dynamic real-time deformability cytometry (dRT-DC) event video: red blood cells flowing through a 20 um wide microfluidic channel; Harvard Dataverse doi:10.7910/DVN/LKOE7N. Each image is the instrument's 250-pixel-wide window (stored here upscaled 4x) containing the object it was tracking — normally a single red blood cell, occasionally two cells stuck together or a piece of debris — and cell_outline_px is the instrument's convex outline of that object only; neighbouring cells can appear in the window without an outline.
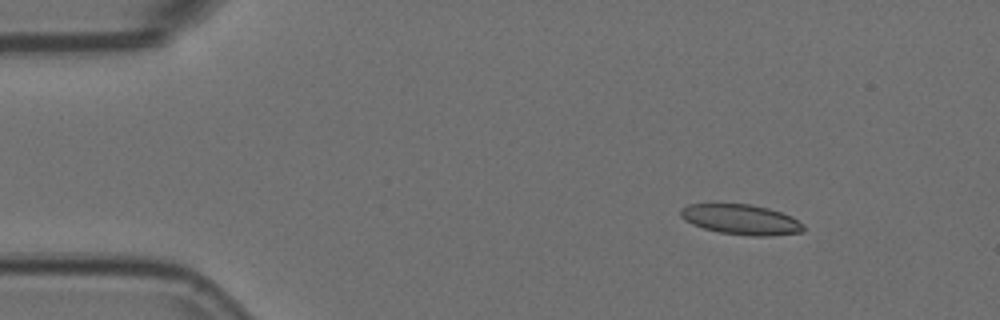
{"species": "Egyptian fruit bat (a non-hibernating species)", "species_latin": "Rousettus aegyptiacus", "temperature_condition": "room temperature", "stored_images_in_passage": 3, "camera_frame_rate_fps": 3000, "um_per_image_px": 0.085, "animal": {"sex": "female"}, "frame": {"image": 1, "passage_image": 1, "time_ms": 0.0, "image_size_px": [1000, 320], "cell_outline_px": [[804, 232], [772, 236], [752, 236], [720, 232], [704, 228], [692, 224], [684, 220], [680, 216], [680, 208], [688, 204], [752, 204], [768, 208], [792, 216], [804, 224]], "centroid_in_image_um": [63.01, 18.66], "position_along_channel_um": 22.0, "area_um2": 21.73}}
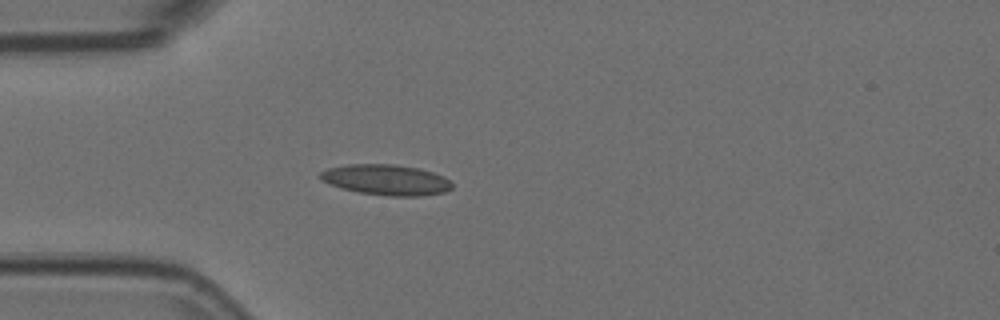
{"frame": {"image": 2, "passage_image": 3, "time_ms": 0.667, "image_size_px": [1000, 320], "cell_outline_px": [[452, 188], [444, 192], [420, 196], [388, 196], [360, 192], [340, 188], [328, 184], [320, 180], [320, 172], [328, 168], [348, 164], [392, 164], [416, 168], [432, 172], [444, 176], [452, 184]], "centroid_in_image_um": [32.79, 15.29], "position_along_channel_um": 52.2, "area_um2": 23.41}}